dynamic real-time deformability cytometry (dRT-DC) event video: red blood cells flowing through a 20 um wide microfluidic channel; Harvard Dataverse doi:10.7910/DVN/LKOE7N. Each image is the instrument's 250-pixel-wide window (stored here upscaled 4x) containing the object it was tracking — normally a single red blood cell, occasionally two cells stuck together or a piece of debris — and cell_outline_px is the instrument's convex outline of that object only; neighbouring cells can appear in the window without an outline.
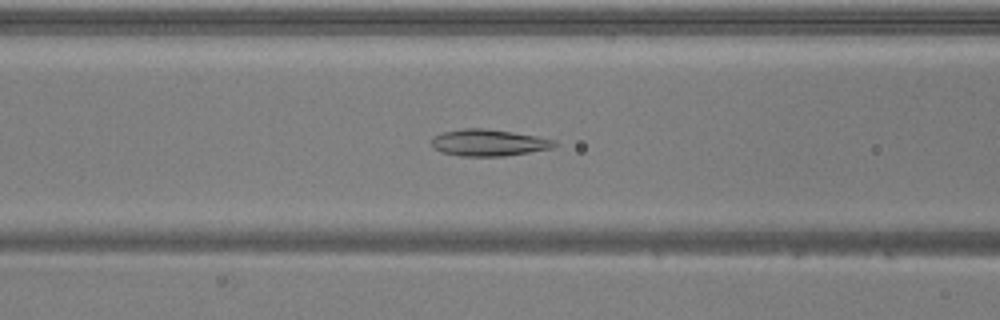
{"species": "common noctule bat (a hibernating species)", "species_latin": "Nyctalus noctula", "temperature_condition": "warm", "stored_images_in_passage": 44, "camera_frame_rate_fps": 3000, "um_per_image_px": 0.085, "animal": {"sex": "male", "body_mass_g": 20.5, "forearm_length_mm": 52.5}, "frame": {"image": 1, "passage_image": 14, "time_ms": 4.333, "image_size_px": [1000, 320], "cell_outline_px": [[556, 144], [552, 148], [504, 156], [460, 156], [440, 152], [432, 148], [432, 136], [444, 132], [464, 128], [484, 128], [512, 132], [536, 136], [556, 140]], "centroid_in_image_um": [41.49, 12.13], "position_along_channel_um": 125.1, "area_um2": 19.07}}
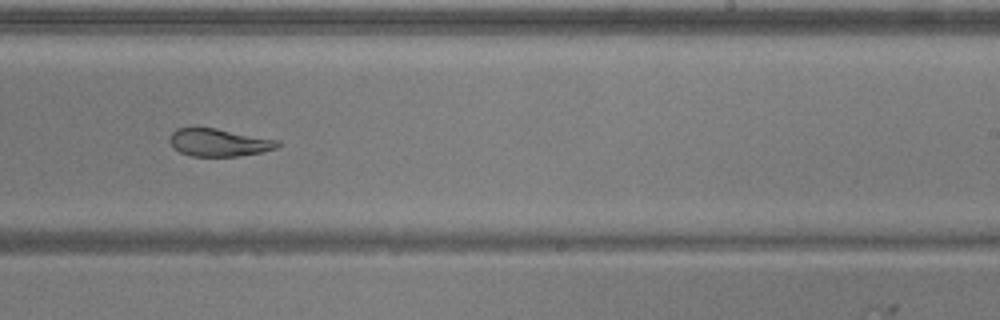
{"frame": {"image": 2, "passage_image": 25, "time_ms": 8.0, "image_size_px": [1000, 320], "cell_outline_px": [[280, 144], [276, 148], [260, 152], [240, 156], [192, 156], [180, 152], [168, 140], [168, 136], [176, 128], [216, 128], [280, 140]], "centroid_in_image_um": [18.61, 12.1], "position_along_channel_um": 270.4, "area_um2": 17.34}}
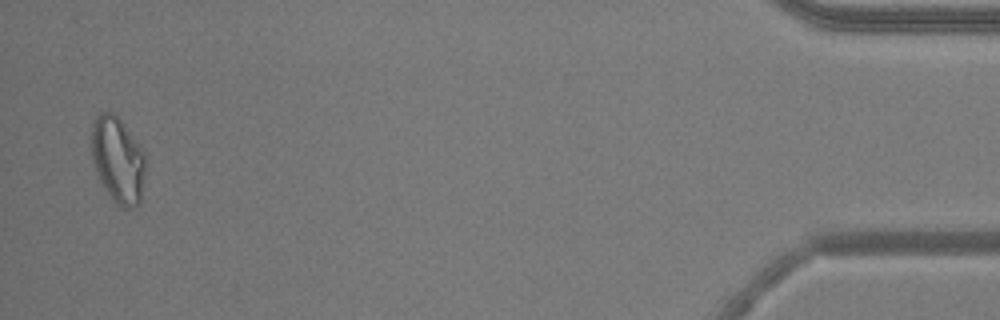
{"frame": {"image": 3, "passage_image": 43, "time_ms": 14.0, "image_size_px": [1000, 320], "cell_outline_px": [[144, 172], [140, 204], [132, 208], [124, 208], [116, 204], [108, 196], [96, 176], [92, 160], [92, 120], [100, 112], [112, 112], [120, 120], [140, 148], [144, 156]], "centroid_in_image_um": [9.97, 13.64], "position_along_channel_um": 425.2, "area_um2": 26.93}, "authors_computed_cell_mechanics": {"area_um2": 20.1722, "velocity_mm_per_s": 3.9665, "shape_relaxation_time_tau1_ms": null, "shape_relaxation_time_tau2_ms": 2.1548, "deformation_change_tau1": null, "deformation_change_tau2": 0.0817}}